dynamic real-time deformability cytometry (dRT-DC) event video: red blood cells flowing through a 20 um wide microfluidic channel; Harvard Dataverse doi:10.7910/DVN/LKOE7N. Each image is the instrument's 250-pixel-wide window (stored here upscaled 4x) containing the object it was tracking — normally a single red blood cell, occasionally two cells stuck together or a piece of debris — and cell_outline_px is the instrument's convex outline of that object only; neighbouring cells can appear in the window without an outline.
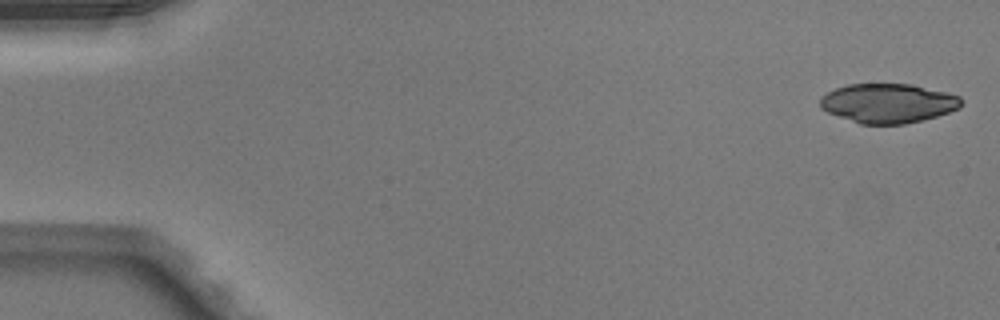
{"species": "Egyptian fruit bat (a non-hibernating species)", "species_latin": "Rousettus aegyptiacus", "temperature_condition": "warm", "stored_images_in_passage": 49, "camera_frame_rate_fps": 3000, "um_per_image_px": 0.085, "animal": {"sex": "male"}, "frame": {"image": 1, "passage_image": 1, "time_ms": 0.0, "image_size_px": [1000, 320], "cell_outline_px": [[960, 108], [936, 116], [904, 124], [860, 124], [828, 112], [820, 108], [820, 96], [836, 88], [848, 84], [912, 84], [948, 92], [960, 96]], "centroid_in_image_um": [75.47, 8.76], "position_along_channel_um": 9.5, "area_um2": 32.25}}